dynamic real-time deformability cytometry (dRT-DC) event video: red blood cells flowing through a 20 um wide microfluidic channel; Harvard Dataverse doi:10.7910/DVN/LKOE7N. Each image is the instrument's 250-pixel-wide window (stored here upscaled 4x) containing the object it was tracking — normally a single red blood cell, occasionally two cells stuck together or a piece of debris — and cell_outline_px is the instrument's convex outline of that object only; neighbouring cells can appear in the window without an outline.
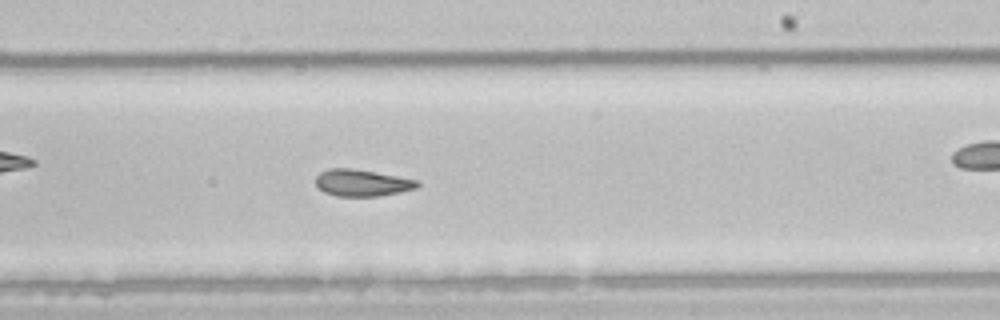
{"species": "common noctule bat (a hibernating species)", "species_latin": "Nyctalus noctula", "temperature_condition": "room temperature", "stored_images_in_passage": 52, "camera_frame_rate_fps": 3000, "um_per_image_px": 0.085, "animal": {"sex": "male", "body_mass_g": 21.5, "forearm_length_mm": 52.0}, "frame": {"image": 1, "passage_image": 30, "time_ms": 9.667, "image_size_px": [1000, 320], "cell_outline_px": [[420, 184], [416, 188], [400, 192], [380, 196], [336, 196], [324, 192], [316, 184], [316, 176], [320, 172], [328, 168], [352, 168], [420, 180]], "centroid_in_image_um": [30.78, 15.54], "position_along_channel_um": 258.2, "area_um2": 15.9}, "authors_computed_cell_mechanics": {"area_um2": 18.0336, "velocity_mm_per_s": 3.935, "shape_relaxation_time_tau1_ms": 7.2705, "shape_relaxation_time_tau2_ms": 2.6201, "deformation_change_tau1": 0.1404, "deformation_change_tau2": 0.0814}}